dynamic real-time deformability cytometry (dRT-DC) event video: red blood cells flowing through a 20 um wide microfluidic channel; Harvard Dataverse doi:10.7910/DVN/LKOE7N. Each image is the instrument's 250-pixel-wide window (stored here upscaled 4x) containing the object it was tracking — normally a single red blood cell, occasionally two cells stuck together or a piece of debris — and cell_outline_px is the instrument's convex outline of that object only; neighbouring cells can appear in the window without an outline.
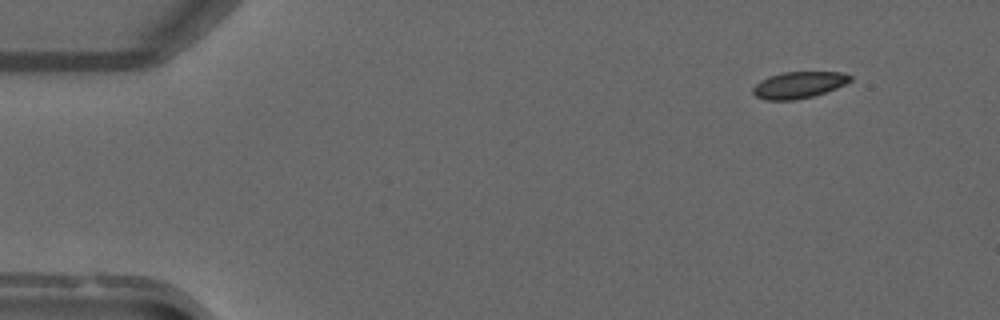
{"species": "common noctule bat (a hibernating species)", "species_latin": "Nyctalus noctula", "temperature_condition": "warm", "stored_images_in_passage": 7, "camera_frame_rate_fps": 3000, "um_per_image_px": 0.085, "animal": {"sex": "male", "forearm_length_mm": 52.5}, "frame": {"image": 1, "passage_image": 5, "time_ms": 1.333, "image_size_px": [1000, 320], "cell_outline_px": [[852, 80], [836, 88], [812, 96], [792, 100], [764, 100], [756, 96], [752, 92], [752, 88], [760, 80], [768, 76], [780, 72], [844, 72], [852, 76]], "centroid_in_image_um": [67.86, 7.21], "position_along_channel_um": 17.1, "area_um2": 15.09}}